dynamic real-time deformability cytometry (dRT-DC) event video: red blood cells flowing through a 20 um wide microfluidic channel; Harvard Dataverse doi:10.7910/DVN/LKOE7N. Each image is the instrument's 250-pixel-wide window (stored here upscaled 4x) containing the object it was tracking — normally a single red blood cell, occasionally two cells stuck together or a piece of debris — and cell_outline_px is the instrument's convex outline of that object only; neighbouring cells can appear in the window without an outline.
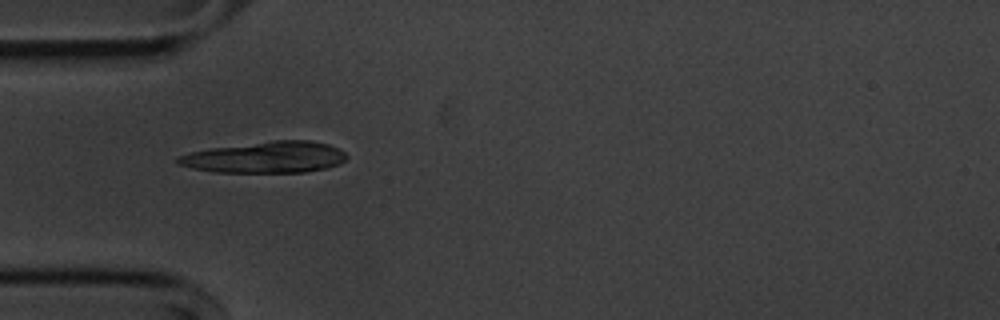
{"species": "common noctule bat (a hibernating species)", "species_latin": "Nyctalus noctula", "temperature_condition": "cold", "stored_images_in_passage": 39, "camera_frame_rate_fps": 3000, "um_per_image_px": 0.085, "animal": {"sex": "male", "body_mass_g": 20.1, "forearm_length_mm": 53.5}, "frame": {"image": 1, "passage_image": 1, "time_ms": 0.0, "image_size_px": [1000, 320], "cell_outline_px": [[348, 156], [340, 164], [328, 168], [304, 172], [212, 172], [192, 168], [176, 164], [176, 156], [208, 148], [272, 140], [312, 140], [328, 144], [344, 152]], "centroid_in_image_um": [22.54, 13.36], "position_along_channel_um": 62.5, "area_um2": 31.04}}
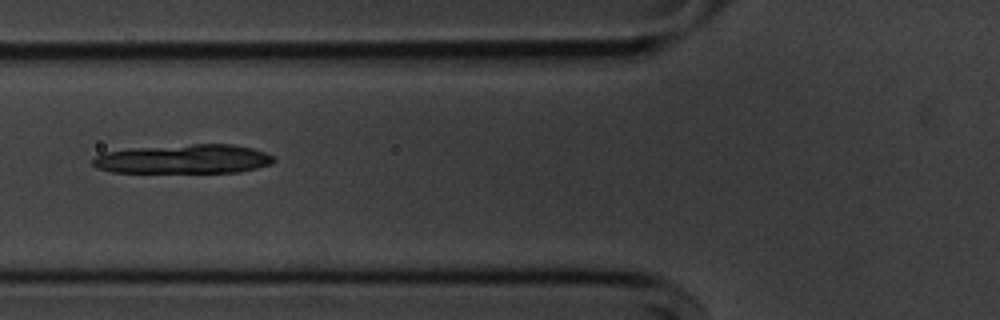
{"frame": {"image": 2, "passage_image": 5, "time_ms": 1.333, "image_size_px": [1000, 320], "cell_outline_px": [[276, 160], [272, 164], [240, 172], [112, 172], [96, 168], [92, 164], [92, 160], [96, 156], [104, 152], [128, 148], [192, 144], [232, 144], [252, 148], [264, 152], [272, 156]], "centroid_in_image_um": [15.6, 13.51], "position_along_channel_um": 110.2, "area_um2": 30.87}}
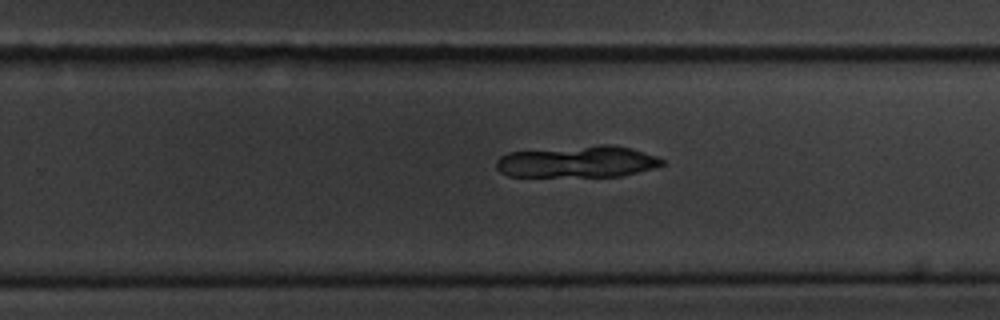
{"frame": {"image": 3, "passage_image": 19, "time_ms": 6.0, "image_size_px": [1000, 320], "cell_outline_px": [[664, 164], [652, 168], [620, 176], [508, 176], [500, 172], [496, 168], [496, 160], [500, 156], [508, 152], [600, 144], [612, 144], [632, 148], [656, 156], [664, 160]], "centroid_in_image_um": [49.07, 13.73], "position_along_channel_um": 280.7, "area_um2": 30.63}}